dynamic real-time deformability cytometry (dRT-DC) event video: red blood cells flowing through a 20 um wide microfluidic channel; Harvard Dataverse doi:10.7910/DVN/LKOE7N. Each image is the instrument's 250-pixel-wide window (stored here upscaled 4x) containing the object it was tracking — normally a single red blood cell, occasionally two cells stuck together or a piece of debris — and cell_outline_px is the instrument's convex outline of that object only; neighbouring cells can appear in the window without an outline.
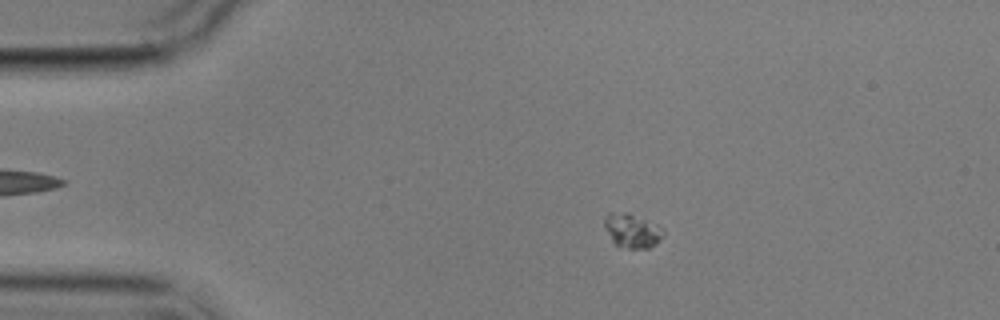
{"species": "common noctule bat (a hibernating species)", "species_latin": "Nyctalus noctula", "temperature_condition": "cold", "stored_images_in_passage": 6, "camera_frame_rate_fps": 3000, "um_per_image_px": 0.085, "animal": {"sex": "male", "body_mass_g": 17.9}, "frame": {"image": 1, "passage_image": 3, "time_ms": 2.333, "image_size_px": [1000, 320], "cell_outline_px": [[664, 236], [660, 240], [648, 248], [628, 248], [616, 244], [612, 240], [604, 224], [604, 216], [608, 212], [628, 212], [656, 224], [664, 232]], "centroid_in_image_um": [53.72, 19.58], "position_along_channel_um": 31.3, "area_um2": 11.5}}
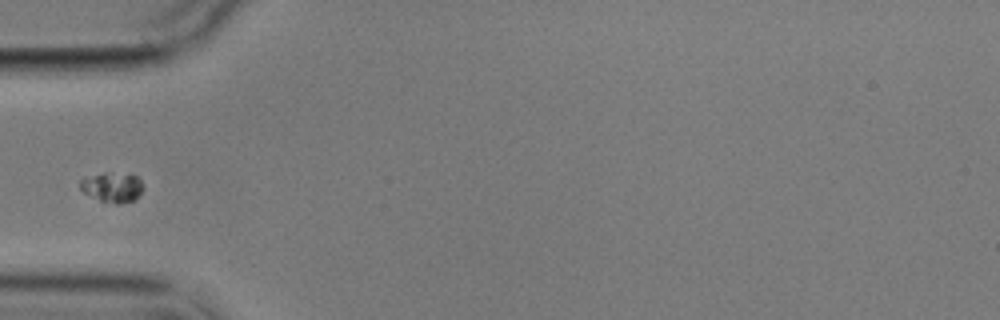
{"frame": {"image": 2, "passage_image": 5, "time_ms": 5.0, "image_size_px": [1000, 320], "cell_outline_px": [[140, 192], [132, 200], [120, 204], [116, 204], [100, 200], [84, 192], [80, 188], [80, 180], [84, 176], [104, 172], [136, 176], [140, 180]], "centroid_in_image_um": [9.46, 15.9], "position_along_channel_um": 75.5, "area_um2": 10.58}}
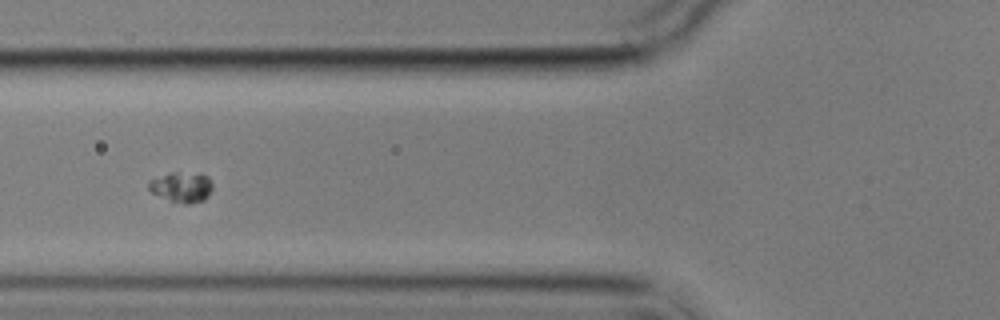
{"frame": {"image": 3, "passage_image": 6, "time_ms": 6.0, "image_size_px": [1000, 320], "cell_outline_px": [[212, 188], [208, 196], [204, 200], [188, 204], [184, 204], [172, 200], [152, 192], [148, 188], [148, 180], [172, 172], [176, 172], [208, 176], [212, 184]], "centroid_in_image_um": [15.44, 15.9], "position_along_channel_um": 110.4, "area_um2": 10.92}}